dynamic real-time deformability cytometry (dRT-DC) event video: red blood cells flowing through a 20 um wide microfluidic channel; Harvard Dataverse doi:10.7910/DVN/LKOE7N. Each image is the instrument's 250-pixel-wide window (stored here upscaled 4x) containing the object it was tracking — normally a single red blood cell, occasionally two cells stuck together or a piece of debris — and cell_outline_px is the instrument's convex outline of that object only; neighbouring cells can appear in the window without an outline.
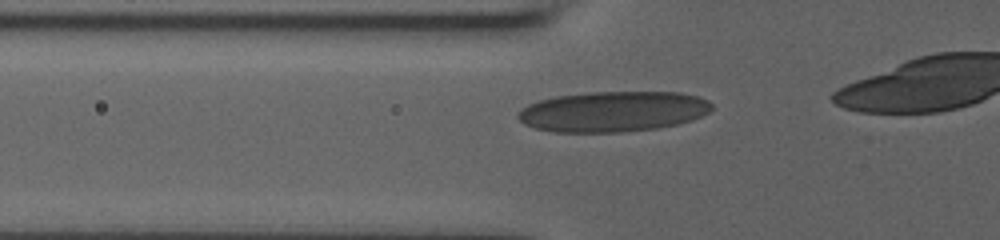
{"species": "human", "species_latin": "Homo sapiens", "temperature_condition": "room temperature", "stored_images_in_passage": 31, "camera_frame_rate_fps": 3000, "um_per_image_px": 0.085, "donor": {"sex": "male"}, "frame": {"image": 1, "passage_image": 2, "time_ms": 0.333, "image_size_px": [1000, 240], "cell_outline_px": [[712, 108], [708, 112], [692, 120], [676, 124], [656, 128], [620, 132], [556, 132], [536, 128], [524, 124], [516, 116], [516, 112], [520, 108], [528, 104], [540, 100], [556, 96], [588, 92], [680, 92], [696, 96], [708, 100], [712, 104]], "centroid_in_image_um": [52.07, 9.47], "position_along_channel_um": 73.7, "area_um2": 45.72}}
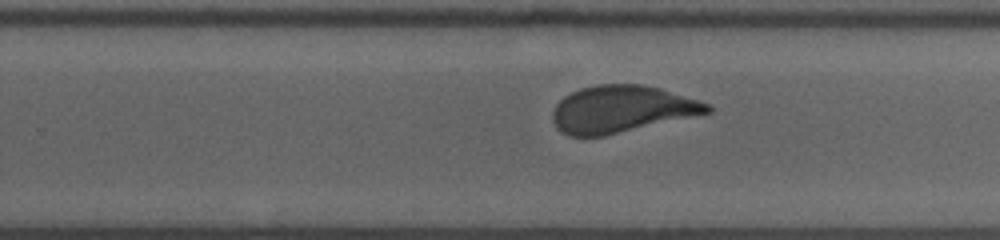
{"frame": {"image": 2, "passage_image": 18, "time_ms": 5.667, "image_size_px": [1000, 240], "cell_outline_px": [[712, 112], [604, 136], [568, 136], [560, 132], [556, 128], [552, 120], [552, 112], [556, 104], [564, 96], [580, 88], [596, 84], [640, 84], [660, 88], [712, 104]], "centroid_in_image_um": [52.82, 9.28], "position_along_channel_um": 277.0, "area_um2": 42.54}}
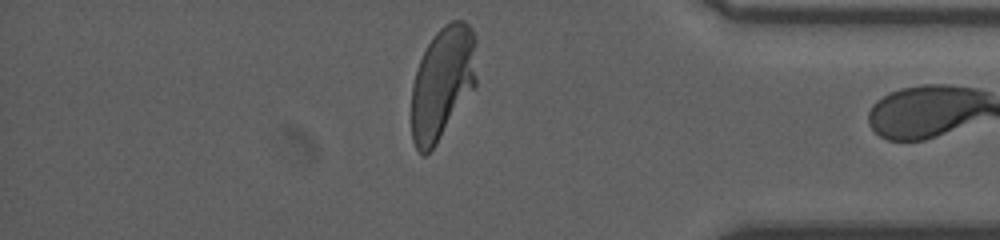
{"frame": {"image": 3, "passage_image": 29, "time_ms": 9.333, "image_size_px": [1000, 240], "cell_outline_px": [[476, 84], [436, 144], [424, 156], [416, 148], [412, 140], [412, 84], [420, 60], [432, 36], [444, 24], [452, 20], [464, 20], [472, 28], [476, 36]], "centroid_in_image_um": [37.62, 6.99], "position_along_channel_um": 397.6, "area_um2": 42.66}, "authors_computed_cell_mechanics": {"area_um2": 43.639, "velocity_mm_per_s": 3.8314, "shape_relaxation_time_tau1_ms": 6.3803, "shape_relaxation_time_tau2_ms": null, "deformation_change_tau1": 0.187, "deformation_change_tau2": null}}